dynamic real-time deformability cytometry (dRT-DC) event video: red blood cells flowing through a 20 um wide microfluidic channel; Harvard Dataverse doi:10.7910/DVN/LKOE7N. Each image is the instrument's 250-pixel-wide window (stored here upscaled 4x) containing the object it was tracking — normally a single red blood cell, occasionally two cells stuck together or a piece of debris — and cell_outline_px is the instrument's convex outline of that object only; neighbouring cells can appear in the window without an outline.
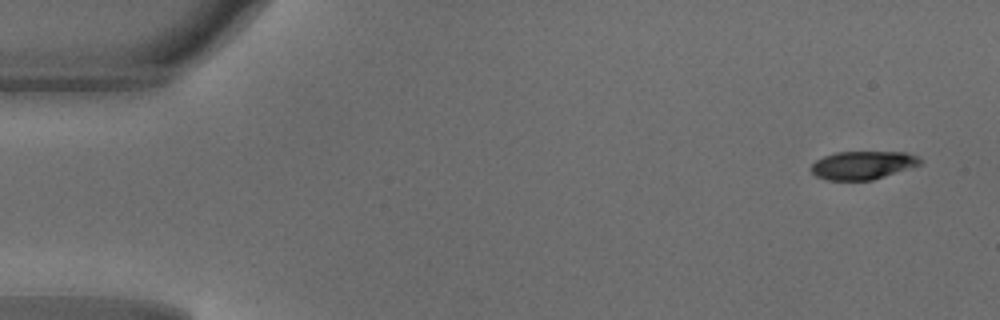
{"species": "common noctule bat (a hibernating species)", "species_latin": "Nyctalus noctula", "temperature_condition": "warm", "stored_images_in_passage": 9, "camera_frame_rate_fps": 3000, "um_per_image_px": 0.085, "animal": {"sex": "male", "body_mass_g": 18.8}, "frame": {"image": 1, "passage_image": 1, "time_ms": 0.0, "image_size_px": [1000, 320], "cell_outline_px": [[924, 160], [920, 164], [872, 180], [828, 180], [816, 176], [812, 172], [812, 164], [816, 160], [824, 156], [836, 152], [904, 152], [920, 156]], "centroid_in_image_um": [73.35, 14.03], "position_along_channel_um": 11.7, "area_um2": 17.8}}